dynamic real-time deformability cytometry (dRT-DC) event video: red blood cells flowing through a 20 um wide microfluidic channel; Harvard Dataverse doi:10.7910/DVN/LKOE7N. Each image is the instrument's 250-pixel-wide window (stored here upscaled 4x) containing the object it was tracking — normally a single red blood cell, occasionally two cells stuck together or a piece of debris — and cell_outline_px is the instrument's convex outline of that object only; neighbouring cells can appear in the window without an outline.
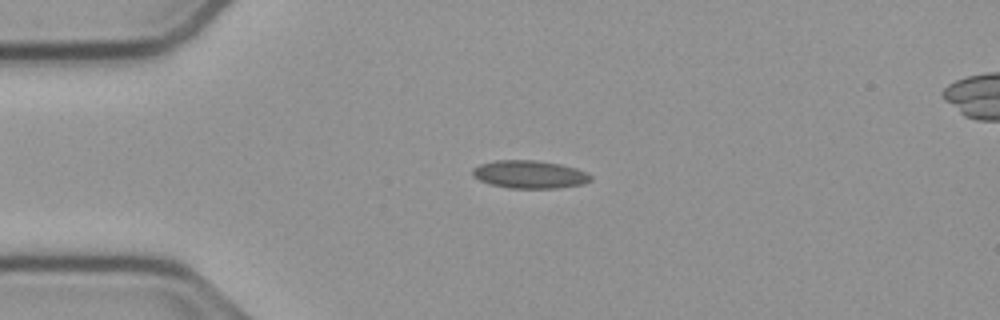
{"species": "common noctule bat (a hibernating species)", "species_latin": "Nyctalus noctula", "temperature_condition": "cold", "stored_images_in_passage": 48, "camera_frame_rate_fps": 3000, "um_per_image_px": 0.085, "animal": {"sex": "male", "body_mass_g": 23.1, "forearm_length_mm": 52.7}, "frame": {"image": 1, "passage_image": 7, "time_ms": 2.0, "image_size_px": [1000, 320], "cell_outline_px": [[592, 180], [584, 184], [556, 188], [508, 188], [492, 184], [480, 180], [472, 176], [472, 168], [480, 164], [496, 160], [536, 160], [560, 164], [576, 168], [588, 172], [592, 176]], "centroid_in_image_um": [45.04, 14.82], "position_along_channel_um": 40.0, "area_um2": 19.31}}
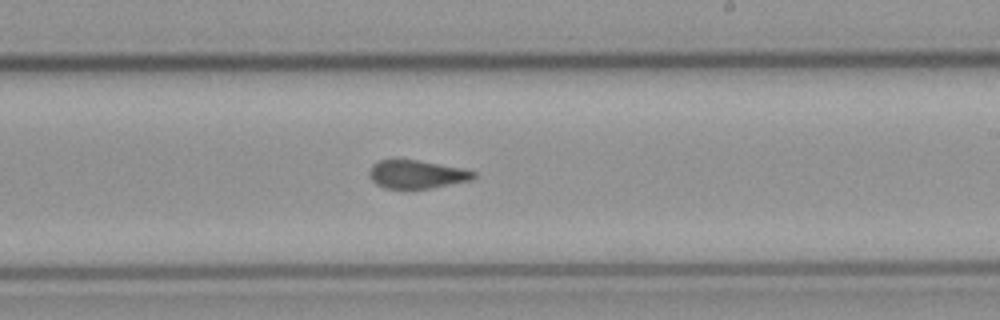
{"frame": {"image": 2, "passage_image": 26, "time_ms": 8.333, "image_size_px": [1000, 320], "cell_outline_px": [[476, 176], [472, 180], [428, 188], [384, 188], [376, 184], [368, 176], [368, 172], [372, 164], [380, 160], [416, 160], [460, 168], [476, 172]], "centroid_in_image_um": [35.38, 14.82], "position_along_channel_um": 253.6, "area_um2": 16.94}}
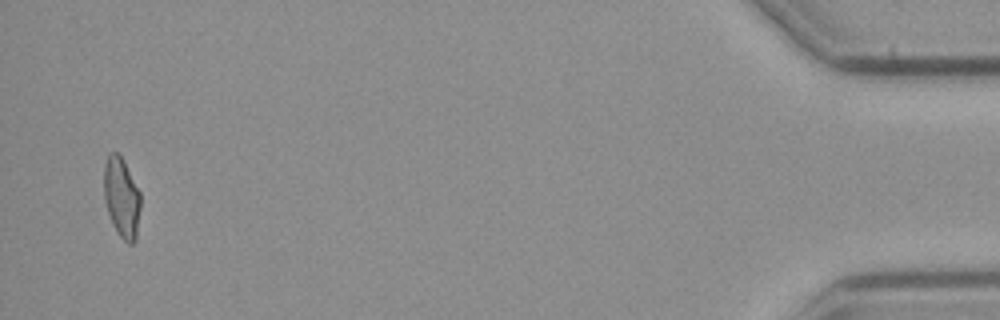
{"frame": {"image": 3, "passage_image": 47, "time_ms": 15.333, "image_size_px": [1000, 320], "cell_outline_px": [[140, 208], [136, 240], [132, 244], [128, 244], [120, 236], [112, 224], [104, 200], [104, 164], [108, 156], [112, 152], [116, 152], [124, 160], [140, 192]], "centroid_in_image_um": [10.34, 16.8], "position_along_channel_um": 424.9, "area_um2": 17.11}, "authors_computed_cell_mechanics": {"area_um2": 17.9469, "velocity_mm_per_s": 3.7716, "shape_relaxation_time_tau1_ms": null, "shape_relaxation_time_tau2_ms": 1.2568, "deformation_change_tau1": null, "deformation_change_tau2": 0.0853}}